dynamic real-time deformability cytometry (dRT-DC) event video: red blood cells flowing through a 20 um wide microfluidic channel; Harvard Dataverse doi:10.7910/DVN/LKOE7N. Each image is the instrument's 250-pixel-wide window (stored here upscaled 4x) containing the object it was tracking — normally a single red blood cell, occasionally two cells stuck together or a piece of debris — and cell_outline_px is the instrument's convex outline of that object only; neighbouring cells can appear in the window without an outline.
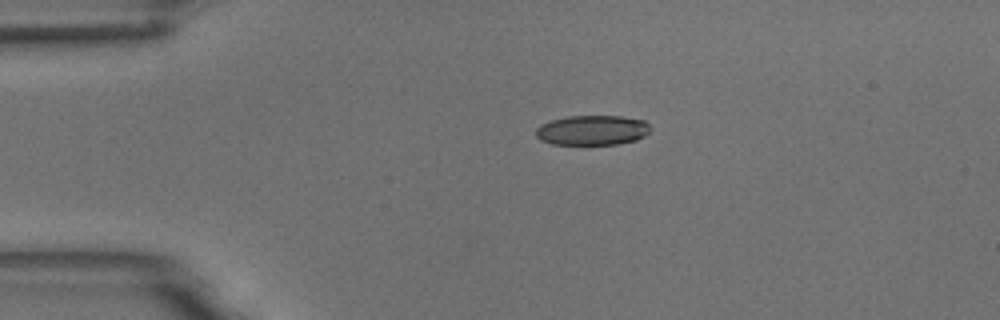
{"species": "common noctule bat (a hibernating species)", "species_latin": "Nyctalus noctula", "temperature_condition": "room temperature", "stored_images_in_passage": 2, "camera_frame_rate_fps": 3000, "um_per_image_px": 0.085, "animal": {"sex": "male", "body_mass_g": 18.8}, "frame": {"image": 1, "passage_image": 1, "time_ms": 0.0, "image_size_px": [1000, 320], "cell_outline_px": [[652, 128], [644, 136], [636, 140], [616, 144], [552, 144], [540, 140], [536, 136], [536, 128], [540, 124], [552, 120], [568, 116], [620, 116], [644, 120]], "centroid_in_image_um": [50.34, 11.06], "position_along_channel_um": 34.7, "area_um2": 19.94}}